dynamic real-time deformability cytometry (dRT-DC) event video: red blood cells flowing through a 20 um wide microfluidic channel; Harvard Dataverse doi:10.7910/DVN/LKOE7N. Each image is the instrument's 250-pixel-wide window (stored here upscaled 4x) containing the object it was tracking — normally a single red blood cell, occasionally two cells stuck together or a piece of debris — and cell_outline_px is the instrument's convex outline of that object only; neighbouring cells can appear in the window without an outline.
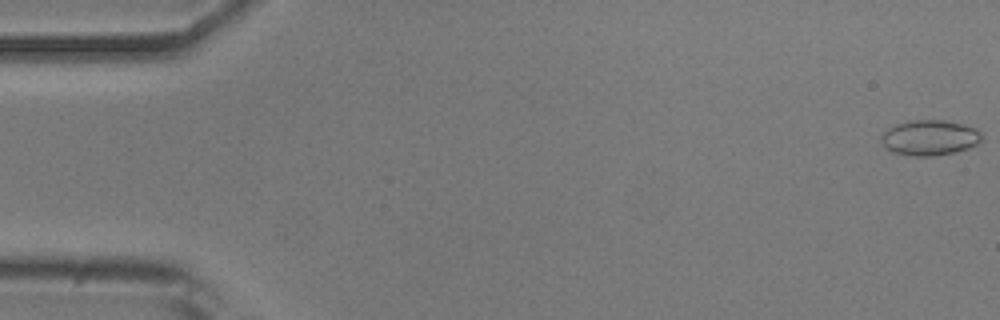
{"species": "common noctule bat (a hibernating species)", "species_latin": "Nyctalus noctula", "temperature_condition": "room temperature", "stored_images_in_passage": 53, "camera_frame_rate_fps": 3000, "um_per_image_px": 0.085, "animal": {"sex": "male", "body_mass_g": 20.5, "forearm_length_mm": 52.5}, "frame": {"image": 1, "passage_image": 1, "time_ms": 0.0, "image_size_px": [1000, 320], "cell_outline_px": [[980, 140], [976, 144], [968, 148], [956, 152], [928, 156], [912, 156], [892, 152], [884, 148], [880, 140], [880, 136], [888, 128], [896, 124], [912, 120], [944, 120], [976, 128], [980, 132]], "centroid_in_image_um": [78.96, 11.71], "position_along_channel_um": 6.0, "area_um2": 20.63}}
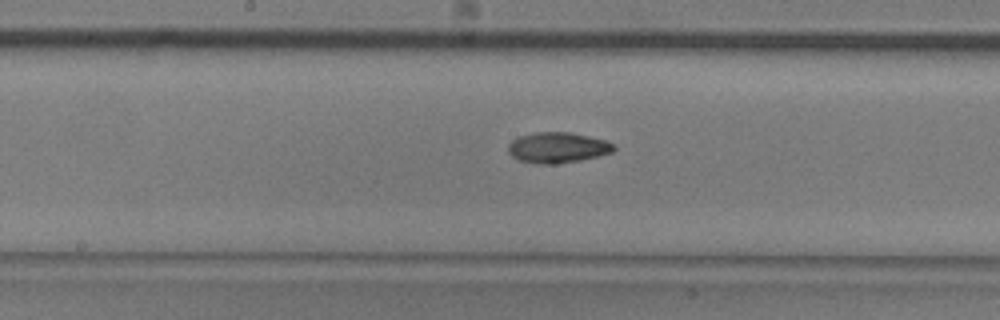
{"frame": {"image": 2, "passage_image": 27, "time_ms": 8.667, "image_size_px": [1000, 320], "cell_outline_px": [[616, 148], [612, 152], [580, 160], [556, 164], [540, 164], [520, 160], [512, 156], [508, 152], [508, 144], [512, 140], [520, 136], [532, 132], [568, 132], [588, 136], [604, 140], [616, 144]], "centroid_in_image_um": [47.39, 12.54], "position_along_channel_um": 200.8, "area_um2": 18.79}}
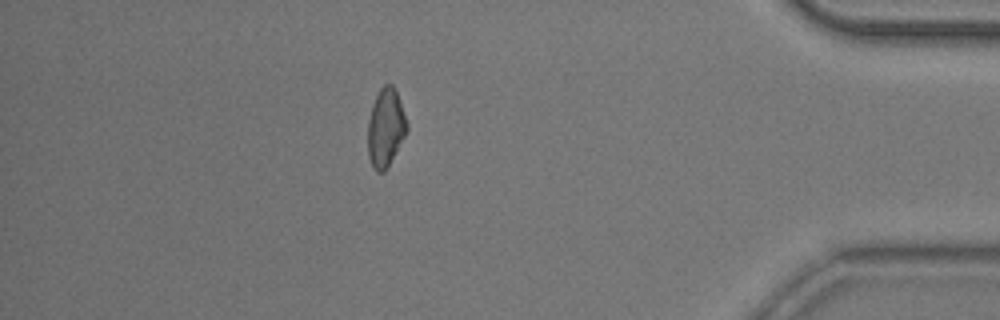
{"frame": {"image": 3, "passage_image": 46, "time_ms": 15.0, "image_size_px": [1000, 320], "cell_outline_px": [[408, 132], [384, 172], [376, 172], [368, 156], [368, 120], [372, 104], [380, 88], [384, 84], [392, 84], [396, 88], [408, 124]], "centroid_in_image_um": [32.79, 10.83], "position_along_channel_um": 402.4, "area_um2": 17.98}, "authors_computed_cell_mechanics": {"area_um2": 18.2648, "velocity_mm_per_s": 3.8664, "shape_relaxation_time_tau1_ms": 6.5674, "shape_relaxation_time_tau2_ms": 6.8304, "deformation_change_tau1": 0.1449, "deformation_change_tau2": 0.1196}}